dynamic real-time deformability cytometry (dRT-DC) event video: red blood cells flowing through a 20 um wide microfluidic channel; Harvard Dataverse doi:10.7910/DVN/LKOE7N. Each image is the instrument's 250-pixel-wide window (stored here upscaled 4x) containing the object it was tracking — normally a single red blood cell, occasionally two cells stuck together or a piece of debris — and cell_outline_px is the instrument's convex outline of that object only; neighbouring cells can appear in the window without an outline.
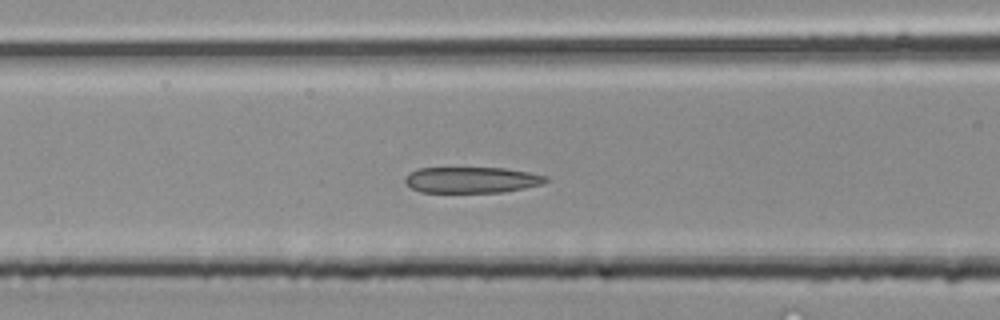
{"species": "common noctule bat (a hibernating species)", "species_latin": "Nyctalus noctula", "temperature_condition": "room temperature", "stored_images_in_passage": 26, "camera_frame_rate_fps": 3000, "um_per_image_px": 0.085, "animal": {"sex": "male", "body_mass_g": 20.4}, "frame": {"image": 1, "passage_image": 10, "time_ms": 3.0, "image_size_px": [1000, 320], "cell_outline_px": [[548, 180], [544, 184], [504, 192], [420, 192], [412, 188], [404, 180], [408, 172], [416, 168], [504, 168], [528, 172], [548, 176]], "centroid_in_image_um": [40.1, 15.29], "position_along_channel_um": 126.5, "area_um2": 21.39}}
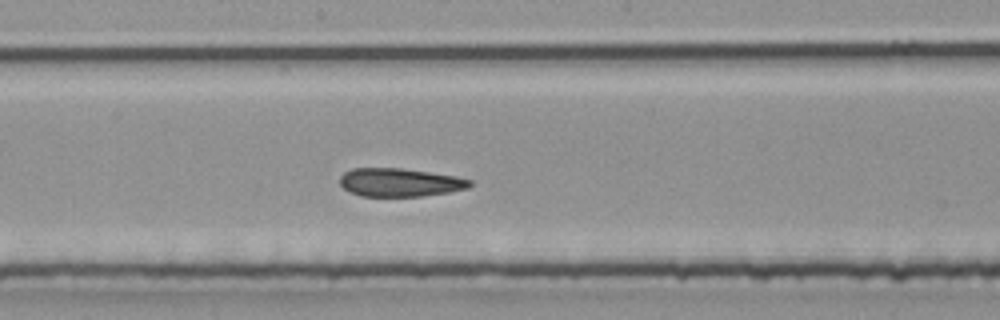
{"frame": {"image": 2, "passage_image": 15, "time_ms": 4.667, "image_size_px": [1000, 320], "cell_outline_px": [[472, 184], [468, 188], [448, 192], [420, 196], [360, 196], [348, 192], [340, 184], [340, 176], [344, 172], [352, 168], [400, 168], [456, 176], [472, 180]], "centroid_in_image_um": [33.96, 15.5], "position_along_channel_um": 214.2, "area_um2": 21.44}}
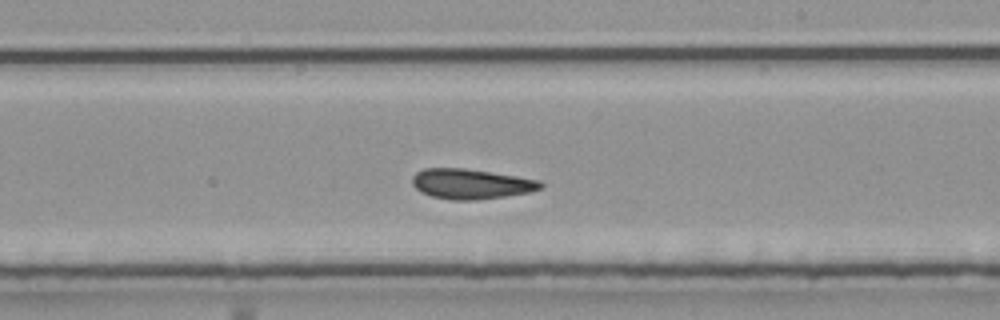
{"frame": {"image": 3, "passage_image": 17, "time_ms": 5.333, "image_size_px": [1000, 320], "cell_outline_px": [[544, 188], [528, 192], [504, 196], [476, 200], [452, 200], [432, 196], [420, 192], [412, 184], [412, 176], [416, 172], [424, 168], [464, 168], [540, 180], [544, 184]], "centroid_in_image_um": [40.02, 15.63], "position_along_channel_um": 249.0, "area_um2": 22.43}}